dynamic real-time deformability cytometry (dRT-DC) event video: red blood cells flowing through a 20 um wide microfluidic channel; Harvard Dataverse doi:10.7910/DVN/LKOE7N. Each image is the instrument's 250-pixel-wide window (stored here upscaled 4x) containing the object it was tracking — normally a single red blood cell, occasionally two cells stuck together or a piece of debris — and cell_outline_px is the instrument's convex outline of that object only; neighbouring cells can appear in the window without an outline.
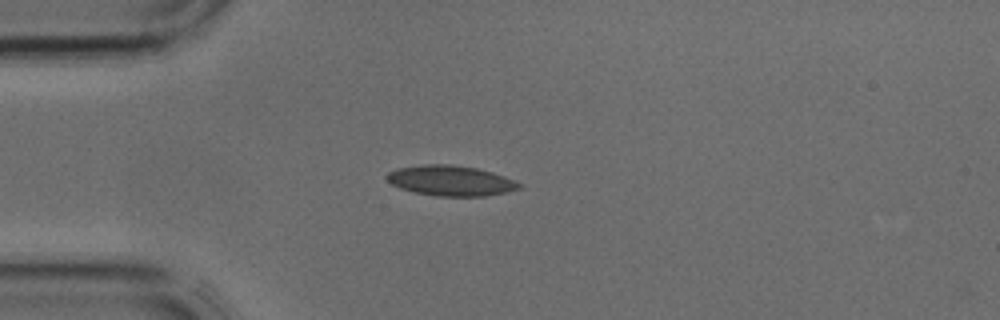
{"species": "common noctule bat (a hibernating species)", "species_latin": "Nyctalus noctula", "temperature_condition": "cold", "stored_images_in_passage": 1, "camera_frame_rate_fps": 3000, "um_per_image_px": 0.085, "animal": {"sex": "male", "body_mass_g": 17.9, "forearm_length_mm": 54.2}, "frame": {"image": 1, "passage_image": 1, "time_ms": 0.0, "image_size_px": [1000, 320], "cell_outline_px": [[524, 184], [520, 188], [504, 192], [484, 196], [436, 196], [416, 192], [400, 188], [392, 184], [384, 176], [388, 172], [400, 168], [424, 164], [452, 164], [476, 168], [492, 172], [504, 176]], "centroid_in_image_um": [38.32, 15.35], "position_along_channel_um": 46.7, "area_um2": 23.24}}